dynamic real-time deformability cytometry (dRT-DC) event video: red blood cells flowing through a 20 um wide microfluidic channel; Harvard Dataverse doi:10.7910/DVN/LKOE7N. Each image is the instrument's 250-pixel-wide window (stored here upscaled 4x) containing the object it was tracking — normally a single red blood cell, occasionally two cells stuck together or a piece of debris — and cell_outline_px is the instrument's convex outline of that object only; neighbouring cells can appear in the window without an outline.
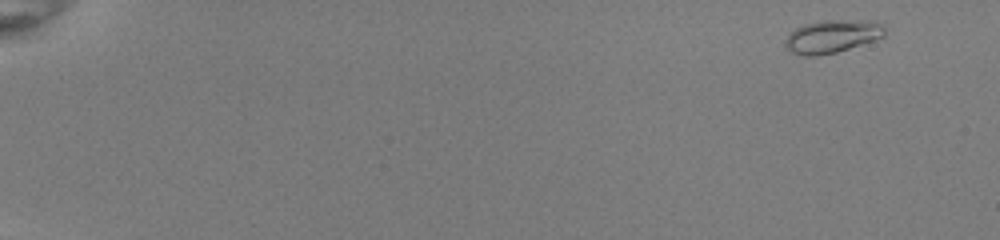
{"species": "common noctule bat (a hibernating species)", "species_latin": "Nyctalus noctula", "temperature_condition": "room temperature", "stored_images_in_passage": 51, "camera_frame_rate_fps": 3000, "um_per_image_px": 0.085, "animal": {"sex": "female", "body_mass_g": 22.0, "forearm_length_mm": 56.7}, "frame": {"image": 1, "passage_image": 2, "time_ms": 0.333, "image_size_px": [1000, 240], "cell_outline_px": [[884, 36], [836, 52], [816, 56], [804, 56], [792, 52], [784, 44], [784, 40], [796, 28], [804, 24], [824, 20], [876, 20], [884, 28]], "centroid_in_image_um": [70.72, 3.08], "position_along_channel_um": 14.3, "area_um2": 18.84}}
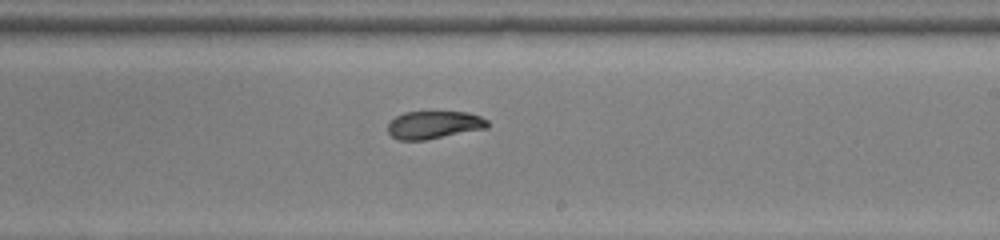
{"frame": {"image": 2, "passage_image": 33, "time_ms": 10.667, "image_size_px": [1000, 240], "cell_outline_px": [[488, 128], [424, 140], [400, 140], [392, 136], [388, 132], [388, 124], [396, 116], [404, 112], [468, 112], [480, 116], [488, 120]], "centroid_in_image_um": [36.9, 10.61], "position_along_channel_um": 252.1, "area_um2": 16.07}}
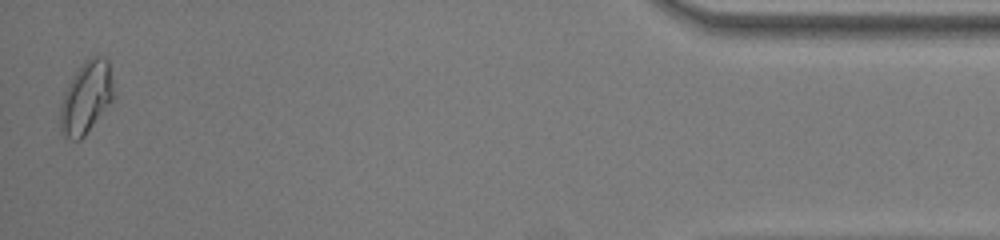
{"frame": {"image": 3, "passage_image": 51, "time_ms": 16.667, "image_size_px": [1000, 240], "cell_outline_px": [[116, 96], [84, 136], [80, 140], [72, 140], [64, 136], [60, 132], [60, 104], [64, 92], [76, 72], [84, 60], [92, 56], [104, 56], [108, 60]], "centroid_in_image_um": [7.34, 8.29], "position_along_channel_um": 427.9, "area_um2": 22.6}, "authors_computed_cell_mechanics": {"area_um2": 16.9932, "velocity_mm_per_s": 3.9997, "shape_relaxation_time_tau1_ms": 11.3735, "shape_relaxation_time_tau2_ms": 1.4969, "deformation_change_tau1": 0.2537, "deformation_change_tau2": 0.0641}}